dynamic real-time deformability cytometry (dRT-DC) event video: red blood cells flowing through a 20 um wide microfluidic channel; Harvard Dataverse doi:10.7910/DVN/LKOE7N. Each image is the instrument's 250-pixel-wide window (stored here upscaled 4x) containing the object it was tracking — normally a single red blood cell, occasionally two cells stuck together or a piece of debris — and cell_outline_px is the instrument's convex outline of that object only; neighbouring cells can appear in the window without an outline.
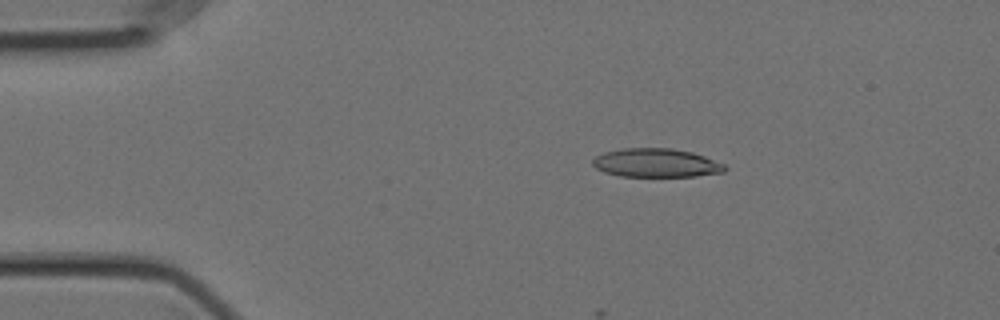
{"species": "Egyptian fruit bat (a non-hibernating species)", "species_latin": "Rousettus aegyptiacus", "temperature_condition": "cold", "stored_images_in_passage": 32, "camera_frame_rate_fps": 3000, "um_per_image_px": 0.085, "animal": {"sex": "female"}, "frame": {"image": 1, "passage_image": 10, "time_ms": 3.0, "image_size_px": [1000, 320], "cell_outline_px": [[728, 168], [724, 172], [696, 176], [620, 176], [604, 172], [596, 168], [592, 164], [592, 160], [596, 156], [604, 152], [624, 148], [672, 148], [692, 152], [704, 156], [724, 164]], "centroid_in_image_um": [55.77, 13.84], "position_along_channel_um": 29.2, "area_um2": 22.08}}
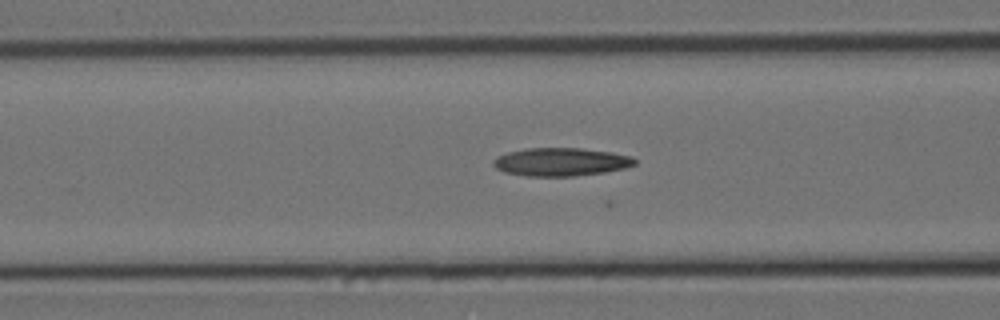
{"frame": {"image": 2, "passage_image": 22, "time_ms": 7.0, "image_size_px": [1000, 320], "cell_outline_px": [[636, 164], [624, 168], [604, 172], [572, 176], [524, 176], [504, 172], [496, 168], [492, 164], [492, 160], [508, 152], [528, 148], [580, 148], [612, 152], [632, 156], [636, 160]], "centroid_in_image_um": [47.68, 13.76], "position_along_channel_um": 118.9, "area_um2": 23.18}}
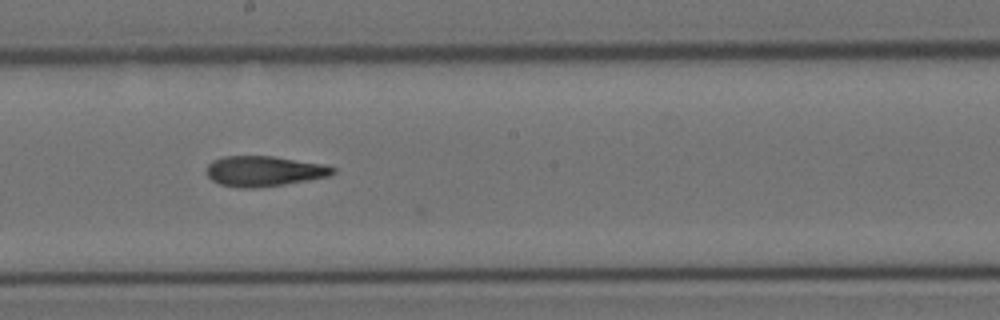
{"frame": {"image": 3, "passage_image": 31, "time_ms": 10.0, "image_size_px": [1000, 320], "cell_outline_px": [[336, 172], [328, 176], [308, 180], [284, 184], [256, 188], [236, 188], [220, 184], [212, 180], [204, 172], [208, 164], [212, 160], [224, 156], [272, 156], [324, 164], [336, 168]], "centroid_in_image_um": [22.41, 14.55], "position_along_channel_um": 225.8, "area_um2": 22.48}}